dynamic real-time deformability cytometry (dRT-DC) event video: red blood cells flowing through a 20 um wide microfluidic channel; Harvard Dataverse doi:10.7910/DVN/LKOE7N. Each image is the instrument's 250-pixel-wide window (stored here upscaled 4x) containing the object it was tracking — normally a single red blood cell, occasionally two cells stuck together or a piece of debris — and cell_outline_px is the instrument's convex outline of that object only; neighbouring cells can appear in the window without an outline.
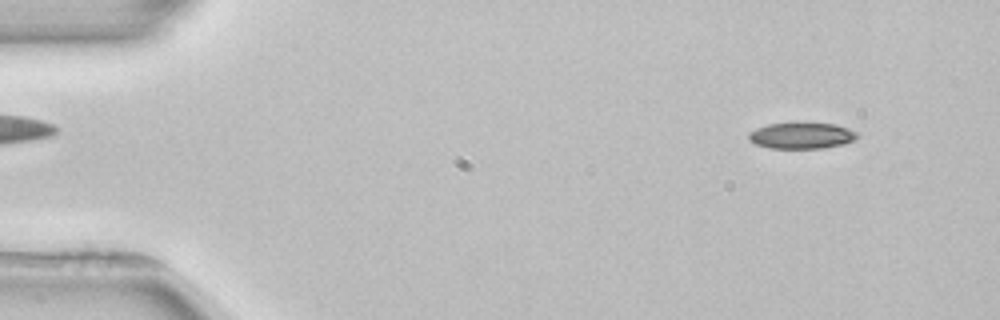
{"species": "common noctule bat (a hibernating species)", "species_latin": "Nyctalus noctula", "temperature_condition": "room temperature", "stored_images_in_passage": 4, "camera_frame_rate_fps": 3000, "um_per_image_px": 0.085, "animal": {"sex": "female", "body_mass_g": 22.7, "forearm_length_mm": 54.2}, "frame": {"image": 1, "passage_image": 1, "time_ms": 0.0, "image_size_px": [1000, 320], "cell_outline_px": [[860, 136], [856, 140], [844, 144], [824, 148], [768, 148], [756, 144], [748, 140], [748, 132], [756, 128], [768, 124], [792, 120], [836, 124], [848, 128], [856, 132]], "centroid_in_image_um": [68.13, 11.48], "position_along_channel_um": 16.9, "area_um2": 17.46}}
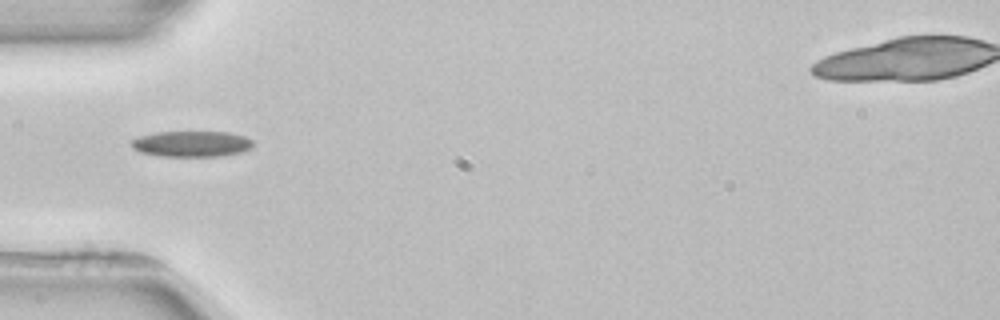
{"frame": {"image": 2, "passage_image": 4, "time_ms": 4.0, "image_size_px": [1000, 320], "cell_outline_px": [[252, 148], [244, 152], [220, 156], [160, 156], [140, 152], [132, 148], [132, 140], [140, 136], [156, 132], [228, 132], [244, 136], [252, 140]], "centroid_in_image_um": [16.31, 12.23], "position_along_channel_um": 68.7, "area_um2": 18.32}}